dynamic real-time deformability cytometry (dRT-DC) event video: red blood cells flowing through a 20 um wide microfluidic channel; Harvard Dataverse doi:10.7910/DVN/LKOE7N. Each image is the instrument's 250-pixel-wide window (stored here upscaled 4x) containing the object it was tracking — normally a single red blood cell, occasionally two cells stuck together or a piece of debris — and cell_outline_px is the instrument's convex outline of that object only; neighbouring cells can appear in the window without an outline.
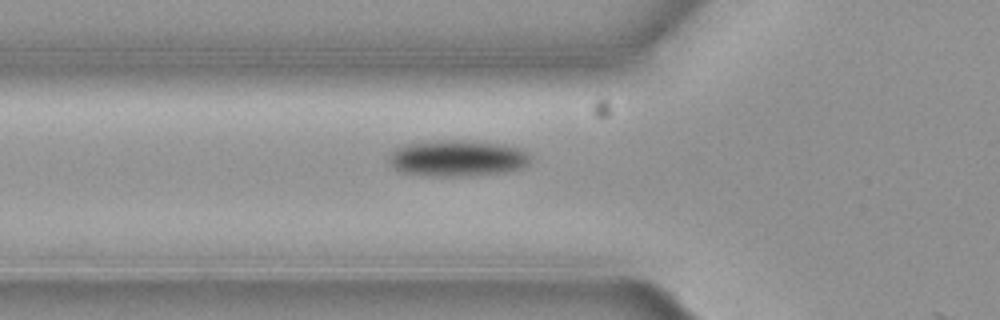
{"species": "common noctule bat (a hibernating species)", "species_latin": "Nyctalus noctula", "temperature_condition": "cold", "stored_images_in_passage": 6, "camera_frame_rate_fps": 3000, "um_per_image_px": 0.085, "animal": {"sex": "female", "body_mass_g": 19.3, "forearm_length_mm": 54.1}, "frame": {"image": 1, "passage_image": 6, "time_ms": 1.667, "image_size_px": [1000, 320], "cell_outline_px": [[528, 164], [520, 168], [496, 172], [448, 176], [436, 176], [400, 172], [388, 164], [388, 156], [396, 148], [404, 144], [444, 140], [464, 140], [504, 144], [524, 148], [528, 156]], "centroid_in_image_um": [38.81, 13.42], "position_along_channel_um": 87.0, "area_um2": 29.48}}